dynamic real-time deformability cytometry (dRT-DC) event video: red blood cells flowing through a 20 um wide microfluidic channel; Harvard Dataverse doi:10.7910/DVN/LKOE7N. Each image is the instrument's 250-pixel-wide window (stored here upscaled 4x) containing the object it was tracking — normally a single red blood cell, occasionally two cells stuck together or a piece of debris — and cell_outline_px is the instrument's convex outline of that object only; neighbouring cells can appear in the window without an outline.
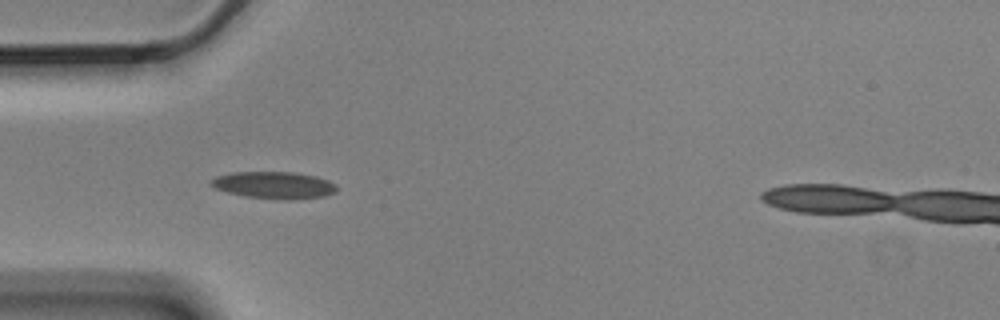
{"species": "Egyptian fruit bat (a non-hibernating species)", "species_latin": "Rousettus aegyptiacus", "temperature_condition": "cold", "stored_images_in_passage": 5, "camera_frame_rate_fps": 3000, "um_per_image_px": 0.085, "animal": {"sex": "male"}, "frame": {"image": 1, "passage_image": 4, "time_ms": 1.0, "image_size_px": [1000, 320], "cell_outline_px": [[336, 192], [324, 196], [288, 200], [244, 196], [228, 192], [216, 188], [208, 184], [216, 176], [232, 172], [296, 172], [316, 176], [328, 180], [336, 184]], "centroid_in_image_um": [23.3, 15.73], "position_along_channel_um": 61.7, "area_um2": 19.77}}
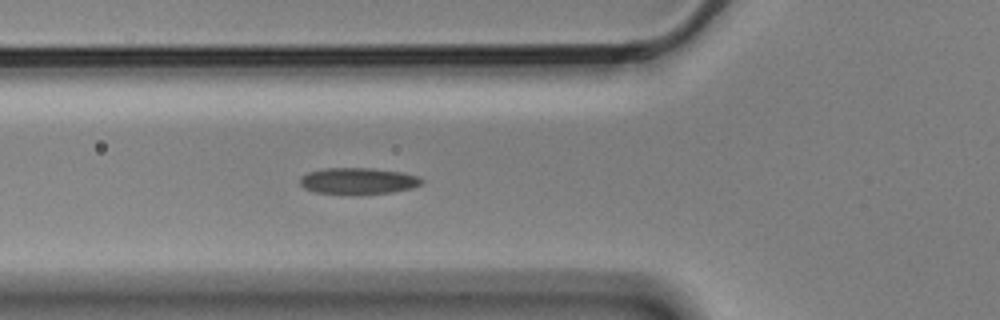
{"frame": {"image": 2, "passage_image": 5, "time_ms": 1.333, "image_size_px": [1000, 320], "cell_outline_px": [[424, 180], [420, 184], [412, 188], [392, 192], [356, 196], [348, 196], [316, 192], [304, 188], [300, 184], [300, 176], [308, 172], [324, 168], [372, 168], [400, 172], [416, 176]], "centroid_in_image_um": [30.39, 15.41], "position_along_channel_um": 95.4, "area_um2": 19.19}}